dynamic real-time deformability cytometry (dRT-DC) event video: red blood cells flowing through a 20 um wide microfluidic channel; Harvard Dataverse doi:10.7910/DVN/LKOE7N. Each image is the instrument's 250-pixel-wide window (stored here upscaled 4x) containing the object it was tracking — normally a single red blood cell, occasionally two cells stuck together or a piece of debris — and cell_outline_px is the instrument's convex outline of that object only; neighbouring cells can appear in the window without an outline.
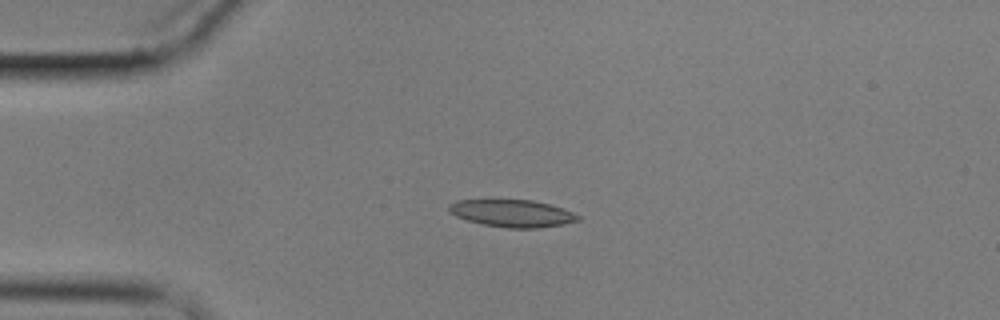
{"species": "common noctule bat (a hibernating species)", "species_latin": "Nyctalus noctula", "temperature_condition": "cold", "stored_images_in_passage": 4, "camera_frame_rate_fps": 3000, "um_per_image_px": 0.085, "animal": {"sex": "male", "body_mass_g": 17.9}, "frame": {"image": 1, "passage_image": 2, "time_ms": 1.0, "image_size_px": [1000, 320], "cell_outline_px": [[580, 220], [560, 224], [536, 228], [508, 228], [484, 224], [468, 220], [456, 216], [448, 208], [448, 204], [456, 200], [532, 200], [548, 204], [572, 212], [580, 216]], "centroid_in_image_um": [43.52, 18.12], "position_along_channel_um": 41.5, "area_um2": 20.11}}
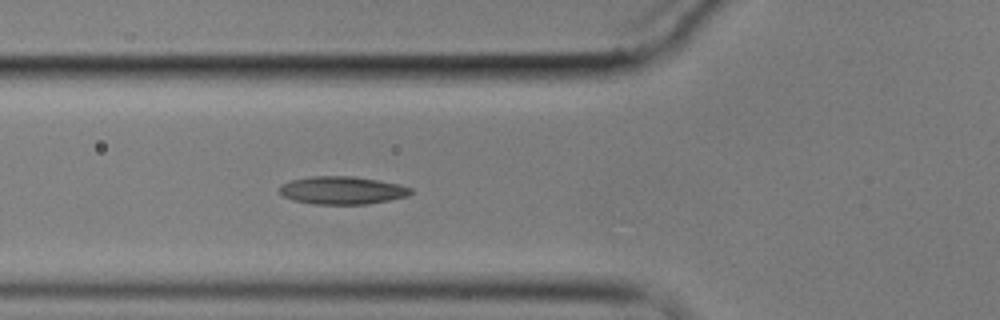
{"frame": {"image": 2, "passage_image": 4, "time_ms": 3.333, "image_size_px": [1000, 320], "cell_outline_px": [[412, 192], [408, 196], [368, 204], [312, 204], [292, 200], [284, 196], [280, 192], [280, 184], [292, 180], [312, 176], [352, 176], [400, 184], [412, 188]], "centroid_in_image_um": [29.08, 16.18], "position_along_channel_um": 96.7, "area_um2": 21.27}}